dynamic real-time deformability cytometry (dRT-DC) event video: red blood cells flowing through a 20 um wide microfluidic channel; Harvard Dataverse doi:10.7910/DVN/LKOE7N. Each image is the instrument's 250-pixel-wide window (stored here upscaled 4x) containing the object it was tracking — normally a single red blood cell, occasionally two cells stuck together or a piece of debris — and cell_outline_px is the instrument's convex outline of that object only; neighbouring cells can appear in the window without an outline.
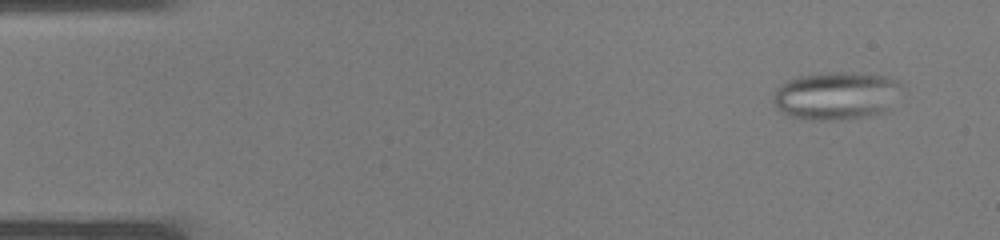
{"species": "common noctule bat (a hibernating species)", "species_latin": "Nyctalus noctula", "temperature_condition": "warm", "stored_images_in_passage": 37, "camera_frame_rate_fps": 3000, "um_per_image_px": 0.085, "animal": {"sex": "male", "body_mass_g": 19.0, "forearm_length_mm": 50.8}, "frame": {"image": 1, "passage_image": 3, "time_ms": 0.667, "image_size_px": [1000, 240], "cell_outline_px": [[900, 84], [884, 112], [864, 116], [836, 120], [808, 120], [792, 116], [780, 112], [776, 108], [772, 100], [776, 88], [780, 84], [788, 80], [800, 76], [828, 72], [844, 72], [884, 76], [900, 80]], "centroid_in_image_um": [70.96, 8.13], "position_along_channel_um": 14.0, "area_um2": 35.26}}
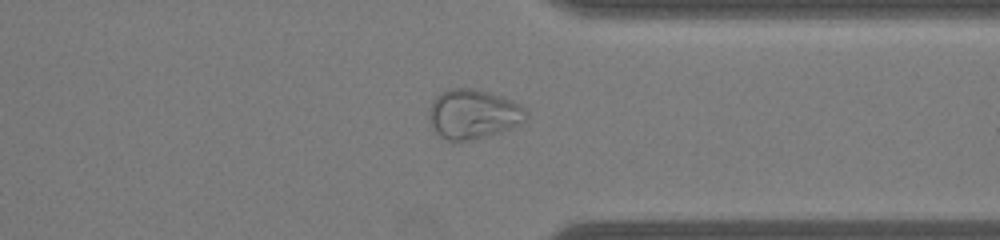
{"frame": {"image": 2, "passage_image": 29, "time_ms": 9.333, "image_size_px": [1000, 240], "cell_outline_px": [[528, 116], [520, 124], [512, 128], [500, 132], [472, 140], [448, 140], [440, 136], [432, 128], [428, 112], [432, 100], [436, 96], [452, 88], [472, 88], [488, 92], [520, 104], [528, 112]], "centroid_in_image_um": [40.22, 9.7], "position_along_channel_um": 371.2, "area_um2": 27.8}}
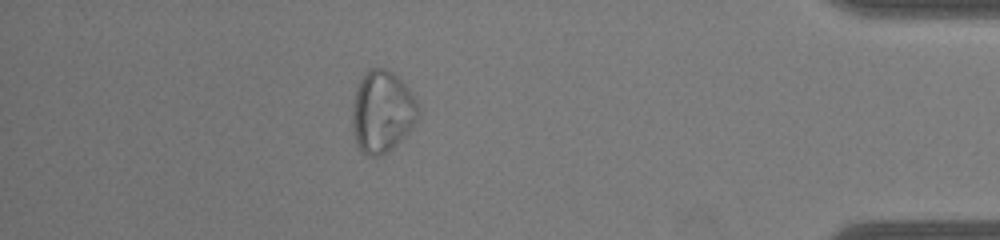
{"frame": {"image": 3, "passage_image": 33, "time_ms": 10.667, "image_size_px": [1000, 240], "cell_outline_px": [[420, 116], [408, 132], [388, 152], [380, 156], [372, 156], [364, 152], [356, 144], [352, 128], [352, 108], [356, 88], [360, 80], [372, 68], [384, 68], [392, 72], [408, 88], [416, 100], [420, 108]], "centroid_in_image_um": [32.49, 9.51], "position_along_channel_um": 402.7, "area_um2": 31.27}}